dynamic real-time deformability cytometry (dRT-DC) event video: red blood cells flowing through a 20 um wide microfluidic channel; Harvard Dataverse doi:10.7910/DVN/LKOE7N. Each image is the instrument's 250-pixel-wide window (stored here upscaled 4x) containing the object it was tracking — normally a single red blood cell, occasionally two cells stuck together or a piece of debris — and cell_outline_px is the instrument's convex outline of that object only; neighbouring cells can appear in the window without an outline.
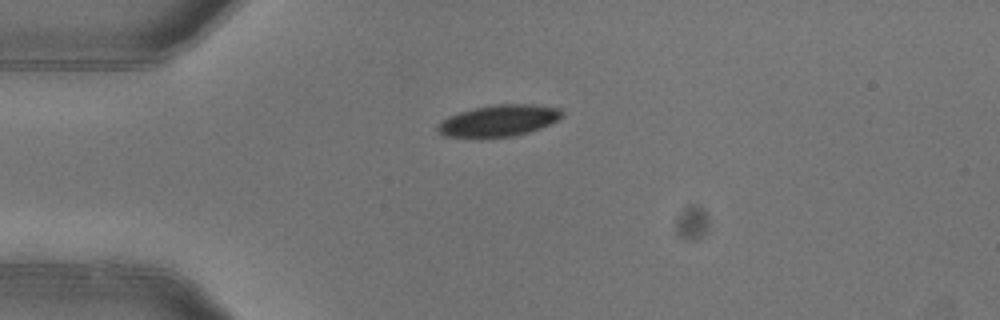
{"species": "common noctule bat (a hibernating species)", "species_latin": "Nyctalus noctula", "temperature_condition": "warm", "stored_images_in_passage": 2, "camera_frame_rate_fps": 3000, "um_per_image_px": 0.085, "animal": {"sex": "female"}, "frame": {"image": 1, "passage_image": 1, "time_ms": 0.0, "image_size_px": [1000, 320], "cell_outline_px": [[564, 116], [540, 128], [528, 132], [512, 136], [480, 140], [444, 136], [436, 132], [436, 128], [448, 116], [460, 112], [476, 108], [496, 104], [536, 104], [560, 108], [564, 112]], "centroid_in_image_um": [42.37, 10.29], "position_along_channel_um": 42.6, "area_um2": 23.35}}